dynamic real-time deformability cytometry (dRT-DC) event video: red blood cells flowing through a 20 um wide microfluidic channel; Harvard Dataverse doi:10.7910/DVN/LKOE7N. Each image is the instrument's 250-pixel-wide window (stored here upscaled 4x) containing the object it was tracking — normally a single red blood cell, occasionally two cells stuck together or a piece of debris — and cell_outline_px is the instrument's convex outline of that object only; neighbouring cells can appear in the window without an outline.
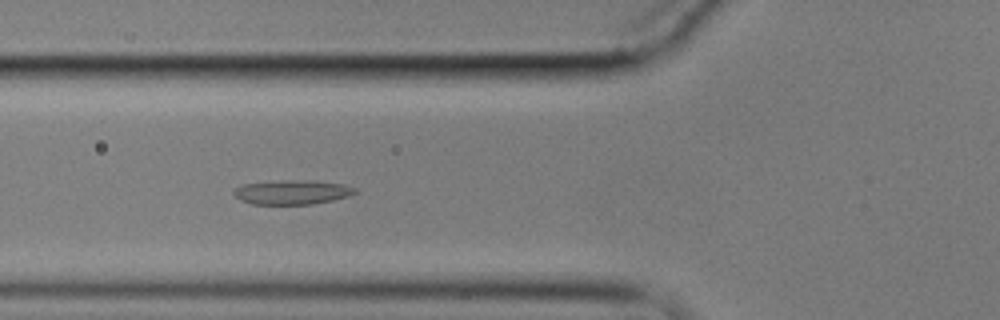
{"species": "common noctule bat (a hibernating species)", "species_latin": "Nyctalus noctula", "temperature_condition": "cold", "stored_images_in_passage": 45, "camera_frame_rate_fps": 3000, "um_per_image_px": 0.085, "animal": {"sex": "male", "body_mass_g": 17.9}, "frame": {"image": 1, "passage_image": 8, "time_ms": 2.333, "image_size_px": [1000, 320], "cell_outline_px": [[360, 192], [348, 196], [332, 200], [312, 204], [252, 204], [240, 200], [232, 192], [232, 188], [240, 184], [288, 180], [316, 180], [344, 184], [356, 188]], "centroid_in_image_um": [24.84, 16.32], "position_along_channel_um": 101.0, "area_um2": 17.46}}
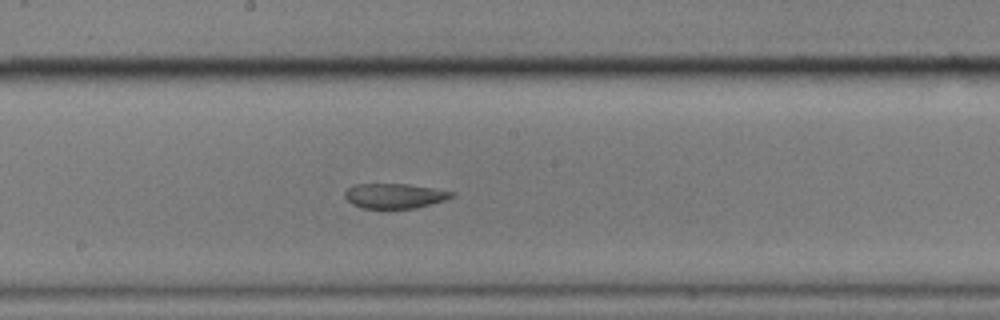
{"frame": {"image": 2, "passage_image": 18, "time_ms": 5.667, "image_size_px": [1000, 320], "cell_outline_px": [[456, 192], [452, 196], [444, 200], [416, 208], [360, 208], [352, 204], [344, 196], [344, 192], [352, 184], [408, 184]], "centroid_in_image_um": [33.5, 16.64], "position_along_channel_um": 214.7, "area_um2": 15.43}}
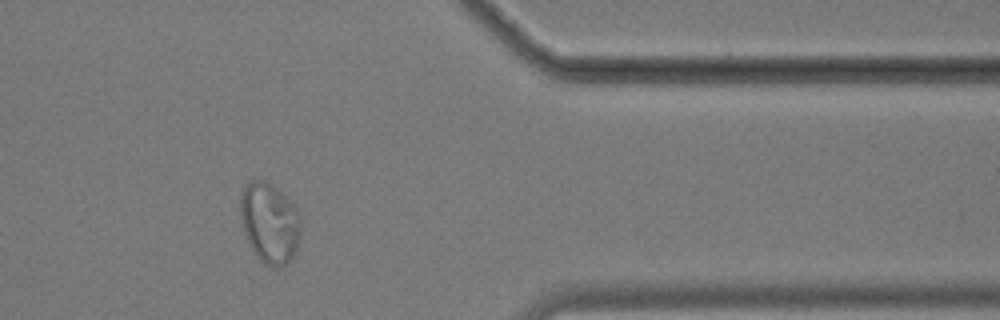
{"frame": {"image": 3, "passage_image": 35, "time_ms": 11.333, "image_size_px": [1000, 320], "cell_outline_px": [[300, 232], [296, 248], [292, 256], [284, 264], [264, 264], [256, 256], [244, 232], [240, 212], [240, 196], [244, 188], [252, 180], [264, 180], [272, 184], [300, 212]], "centroid_in_image_um": [22.9, 18.9], "position_along_channel_um": 388.5, "area_um2": 27.63}}